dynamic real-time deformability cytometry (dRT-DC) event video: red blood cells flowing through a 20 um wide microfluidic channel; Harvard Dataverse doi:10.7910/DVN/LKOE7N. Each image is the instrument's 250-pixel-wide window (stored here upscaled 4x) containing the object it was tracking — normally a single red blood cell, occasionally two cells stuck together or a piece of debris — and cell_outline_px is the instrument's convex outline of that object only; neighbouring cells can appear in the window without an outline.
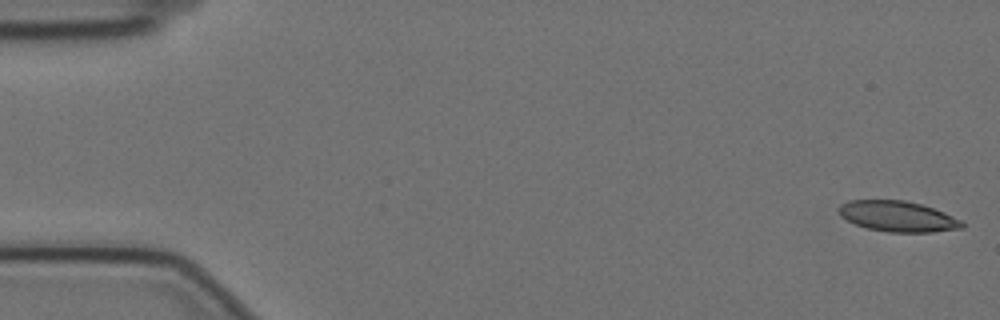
{"species": "Egyptian fruit bat (a non-hibernating species)", "species_latin": "Rousettus aegyptiacus", "temperature_condition": "cold", "stored_images_in_passage": 56, "camera_frame_rate_fps": 3000, "um_per_image_px": 0.085, "animal": {"sex": "female"}, "frame": {"image": 1, "passage_image": 1, "time_ms": 0.0, "image_size_px": [1000, 320], "cell_outline_px": [[964, 228], [932, 232], [888, 232], [868, 228], [856, 224], [840, 216], [836, 208], [840, 204], [848, 200], [904, 200], [920, 204], [944, 212], [960, 220], [964, 224]], "centroid_in_image_um": [76.28, 18.39], "position_along_channel_um": 8.7, "area_um2": 21.96}}
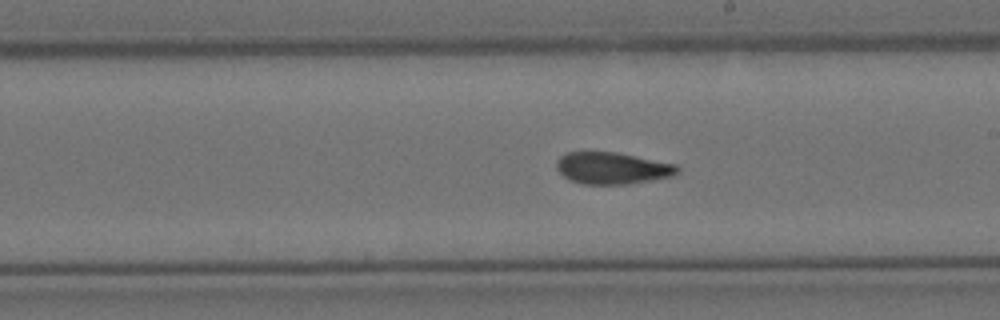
{"frame": {"image": 2, "passage_image": 32, "time_ms": 10.333, "image_size_px": [1000, 320], "cell_outline_px": [[680, 168], [672, 176], [652, 180], [624, 184], [580, 184], [568, 180], [556, 168], [556, 160], [560, 156], [568, 152], [616, 152], [676, 164]], "centroid_in_image_um": [52.0, 14.29], "position_along_channel_um": 237.0, "area_um2": 22.37}}
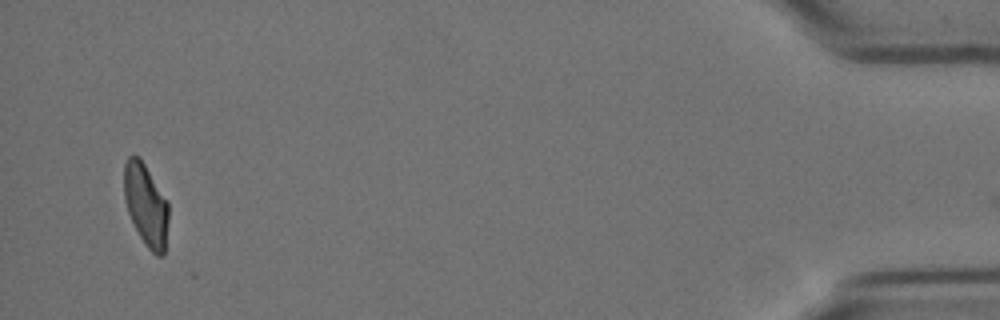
{"frame": {"image": 3, "passage_image": 55, "time_ms": 18.0, "image_size_px": [1000, 320], "cell_outline_px": [[168, 220], [164, 256], [156, 256], [144, 244], [128, 212], [124, 196], [124, 164], [128, 156], [140, 156], [168, 204]], "centroid_in_image_um": [12.4, 17.43], "position_along_channel_um": 422.8, "area_um2": 21.04}}